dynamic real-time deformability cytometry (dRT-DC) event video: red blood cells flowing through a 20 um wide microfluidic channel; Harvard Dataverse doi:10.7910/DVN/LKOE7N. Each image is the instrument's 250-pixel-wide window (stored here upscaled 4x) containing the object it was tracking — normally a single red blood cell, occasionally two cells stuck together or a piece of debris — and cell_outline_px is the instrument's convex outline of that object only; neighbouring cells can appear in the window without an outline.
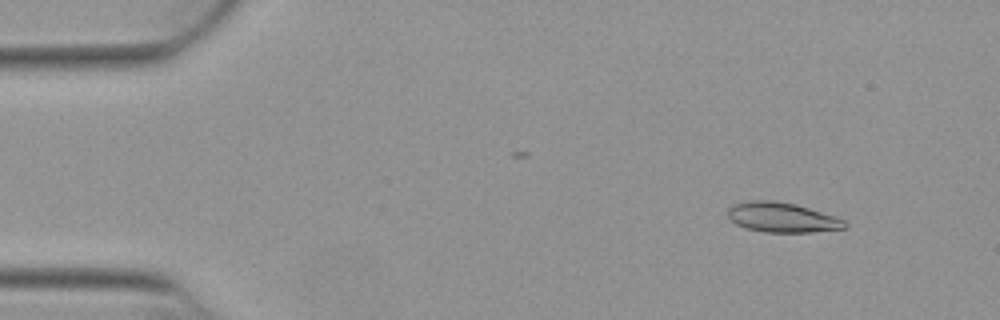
{"species": "Egyptian fruit bat (a non-hibernating species)", "species_latin": "Rousettus aegyptiacus", "temperature_condition": "warm", "stored_images_in_passage": 46, "camera_frame_rate_fps": 3000, "um_per_image_px": 0.085, "animal": {"sex": "female"}, "frame": {"image": 1, "passage_image": 5, "time_ms": 1.333, "image_size_px": [1000, 320], "cell_outline_px": [[848, 228], [812, 232], [764, 232], [748, 228], [736, 224], [728, 216], [728, 208], [736, 204], [748, 200], [772, 200], [796, 204], [836, 216], [844, 220], [848, 224]], "centroid_in_image_um": [66.52, 18.48], "position_along_channel_um": 18.5, "area_um2": 20.35}}
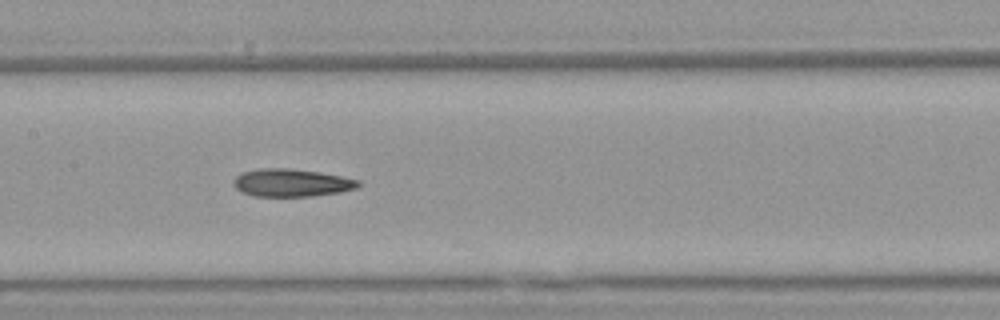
{"frame": {"image": 2, "passage_image": 25, "time_ms": 8.0, "image_size_px": [1000, 320], "cell_outline_px": [[360, 188], [340, 192], [312, 196], [252, 196], [240, 192], [232, 184], [232, 180], [240, 172], [260, 168], [288, 168], [320, 172], [344, 176], [360, 180]], "centroid_in_image_um": [24.78, 15.53], "position_along_channel_um": 182.6, "area_um2": 20.58}}
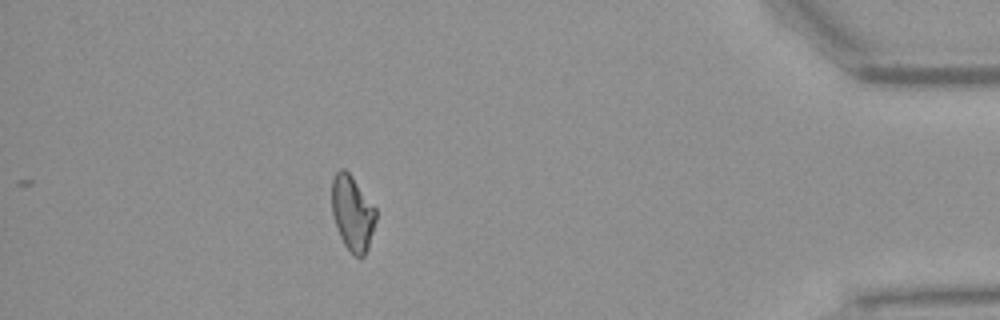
{"frame": {"image": 3, "passage_image": 46, "time_ms": 15.0, "image_size_px": [1000, 320], "cell_outline_px": [[376, 220], [368, 248], [364, 256], [356, 256], [344, 244], [340, 236], [332, 212], [332, 180], [336, 172], [340, 168], [344, 168], [352, 176], [376, 208]], "centroid_in_image_um": [29.96, 18.08], "position_along_channel_um": 405.2, "area_um2": 19.07}, "authors_computed_cell_mechanics": {"area_um2": 20.3456, "velocity_mm_per_s": 3.8926, "shape_relaxation_time_tau1_ms": null, "shape_relaxation_time_tau2_ms": 5.5237, "deformation_change_tau1": null, "deformation_change_tau2": 0.1391}}